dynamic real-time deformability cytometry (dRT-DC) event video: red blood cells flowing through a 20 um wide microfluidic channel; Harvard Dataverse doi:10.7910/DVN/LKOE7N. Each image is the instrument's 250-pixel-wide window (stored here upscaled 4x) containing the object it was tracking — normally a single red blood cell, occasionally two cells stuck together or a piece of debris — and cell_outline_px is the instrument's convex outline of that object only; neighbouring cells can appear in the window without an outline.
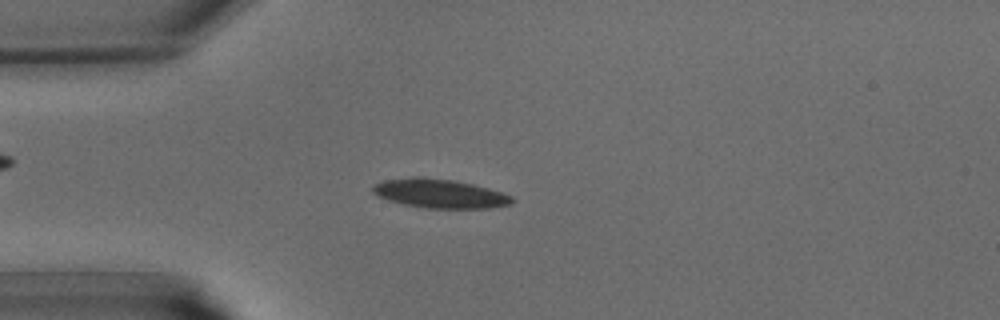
{"species": "common noctule bat (a hibernating species)", "species_latin": "Nyctalus noctula", "temperature_condition": "warm", "stored_images_in_passage": 40, "camera_frame_rate_fps": 3000, "um_per_image_px": 0.085, "animal": {"sex": "male", "body_mass_g": 15.6}, "frame": {"image": 1, "passage_image": 10, "time_ms": 3.0, "image_size_px": [1000, 320], "cell_outline_px": [[516, 200], [512, 204], [488, 208], [424, 208], [404, 204], [388, 200], [376, 196], [372, 192], [372, 184], [384, 180], [412, 176], [424, 176], [452, 180], [472, 184], [488, 188], [512, 196]], "centroid_in_image_um": [37.34, 16.44], "position_along_channel_um": 47.7, "area_um2": 23.76}}
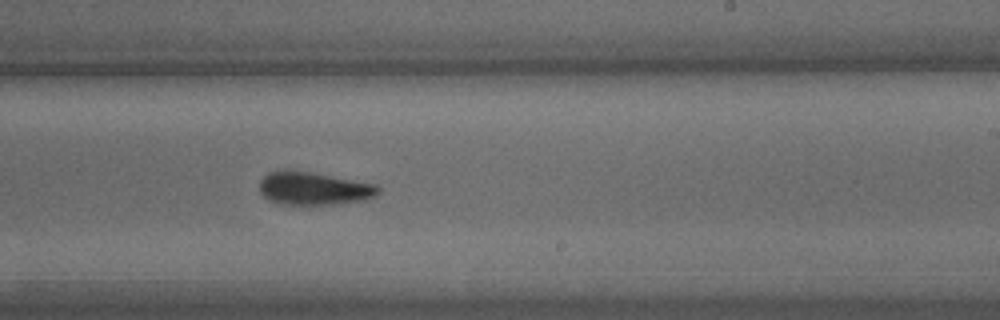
{"frame": {"image": 2, "passage_image": 24, "time_ms": 7.667, "image_size_px": [1000, 320], "cell_outline_px": [[380, 192], [376, 196], [364, 200], [332, 204], [280, 204], [268, 200], [260, 192], [260, 180], [268, 172], [284, 168], [308, 172], [376, 184], [380, 188]], "centroid_in_image_um": [26.63, 16.01], "position_along_channel_um": 262.4, "area_um2": 22.83}}
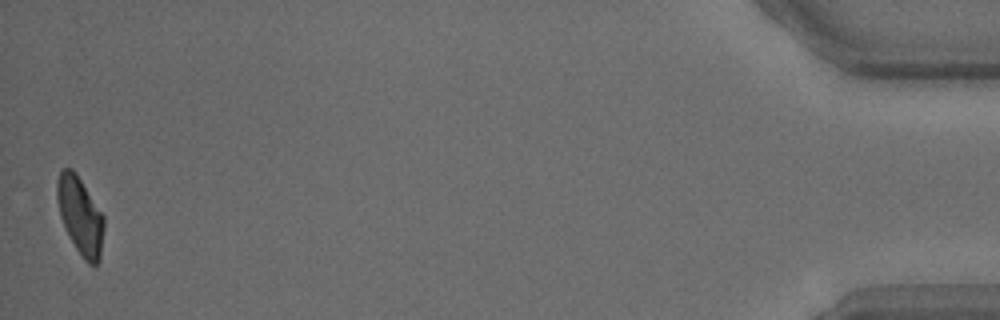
{"frame": {"image": 3, "passage_image": 40, "time_ms": 13.0, "image_size_px": [1000, 320], "cell_outline_px": [[104, 228], [100, 260], [96, 264], [88, 264], [84, 260], [76, 248], [60, 216], [56, 200], [56, 180], [60, 172], [64, 168], [72, 168], [76, 172], [104, 216]], "centroid_in_image_um": [6.82, 18.31], "position_along_channel_um": 428.4, "area_um2": 21.1}}